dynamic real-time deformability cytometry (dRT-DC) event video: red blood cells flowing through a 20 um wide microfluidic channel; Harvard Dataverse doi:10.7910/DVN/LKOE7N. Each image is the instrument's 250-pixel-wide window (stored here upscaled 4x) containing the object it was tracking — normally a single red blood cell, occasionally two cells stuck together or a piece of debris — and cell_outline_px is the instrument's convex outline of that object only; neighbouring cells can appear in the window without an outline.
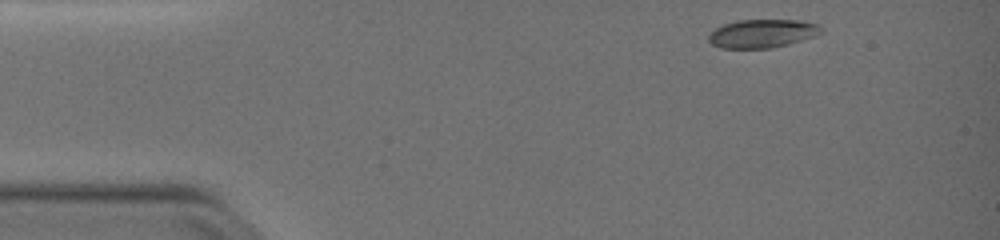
{"species": "common noctule bat (a hibernating species)", "species_latin": "Nyctalus noctula", "temperature_condition": "warm", "stored_images_in_passage": 42, "camera_frame_rate_fps": 3000, "um_per_image_px": 0.085, "animal": {"sex": "female", "body_mass_g": 19.0, "forearm_length_mm": 51.5}, "frame": {"image": 1, "passage_image": 1, "time_ms": 0.0, "image_size_px": [1000, 240], "cell_outline_px": [[820, 32], [816, 36], [788, 44], [772, 48], [720, 48], [712, 44], [708, 40], [708, 36], [716, 28], [724, 24], [736, 20], [804, 20], [816, 24], [820, 28]], "centroid_in_image_um": [64.77, 2.85], "position_along_channel_um": 20.2, "area_um2": 18.55}}
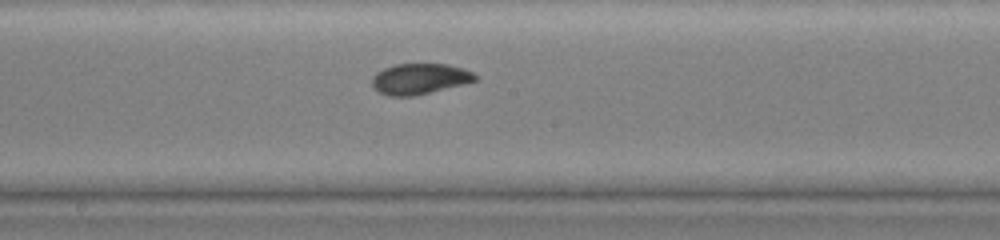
{"frame": {"image": 2, "passage_image": 23, "time_ms": 7.333, "image_size_px": [1000, 240], "cell_outline_px": [[476, 80], [464, 84], [412, 96], [388, 96], [372, 88], [372, 76], [376, 72], [384, 68], [396, 64], [448, 64], [464, 68], [472, 72], [476, 76]], "centroid_in_image_um": [35.64, 6.69], "position_along_channel_um": 212.6, "area_um2": 18.44}}
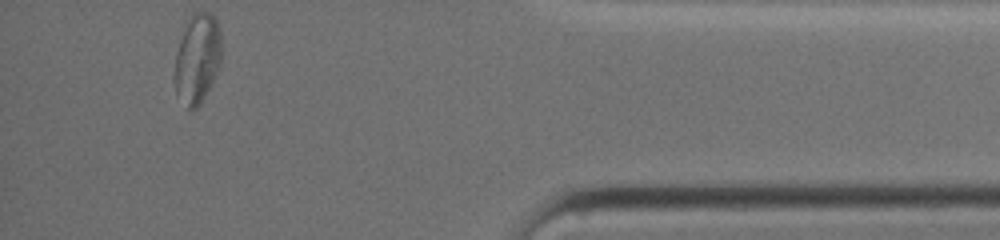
{"frame": {"image": 3, "passage_image": 42, "time_ms": 13.667, "image_size_px": [1000, 240], "cell_outline_px": [[220, 64], [200, 104], [196, 108], [188, 108], [176, 92], [172, 80], [176, 52], [188, 16], [192, 12], [208, 12], [216, 20], [220, 28]], "centroid_in_image_um": [16.73, 4.94], "position_along_channel_um": 418.5, "area_um2": 24.33}, "authors_computed_cell_mechanics": {"area_um2": 18.6694, "velocity_mm_per_s": 3.7658, "shape_relaxation_time_tau1_ms": 4.682, "shape_relaxation_time_tau2_ms": 1.2402, "deformation_change_tau1": 0.1773, "deformation_change_tau2": 0.0422}}